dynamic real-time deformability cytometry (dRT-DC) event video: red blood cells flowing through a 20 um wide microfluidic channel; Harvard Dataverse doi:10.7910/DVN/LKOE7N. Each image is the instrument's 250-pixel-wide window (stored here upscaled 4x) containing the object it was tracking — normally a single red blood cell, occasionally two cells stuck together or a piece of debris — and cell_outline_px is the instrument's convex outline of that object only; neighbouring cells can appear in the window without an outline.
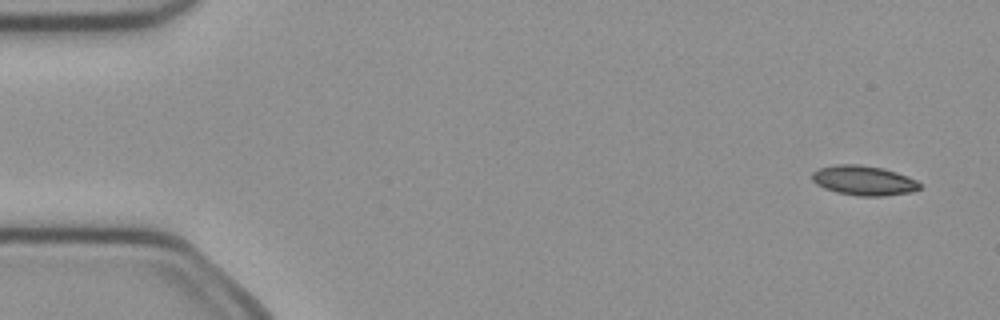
{"species": "common noctule bat (a hibernating species)", "species_latin": "Nyctalus noctula", "temperature_condition": "cold", "stored_images_in_passage": 5, "camera_frame_rate_fps": 3000, "um_per_image_px": 0.085, "animal": {"sex": "female", "body_mass_g": 21.9}, "frame": {"image": 1, "passage_image": 1, "time_ms": 0.0, "image_size_px": [1000, 320], "cell_outline_px": [[920, 188], [912, 192], [884, 196], [856, 196], [836, 192], [824, 188], [816, 184], [812, 180], [812, 172], [820, 168], [836, 164], [860, 164], [884, 168], [908, 176], [916, 180], [920, 184]], "centroid_in_image_um": [73.41, 15.34], "position_along_channel_um": 11.6, "area_um2": 18.79}}
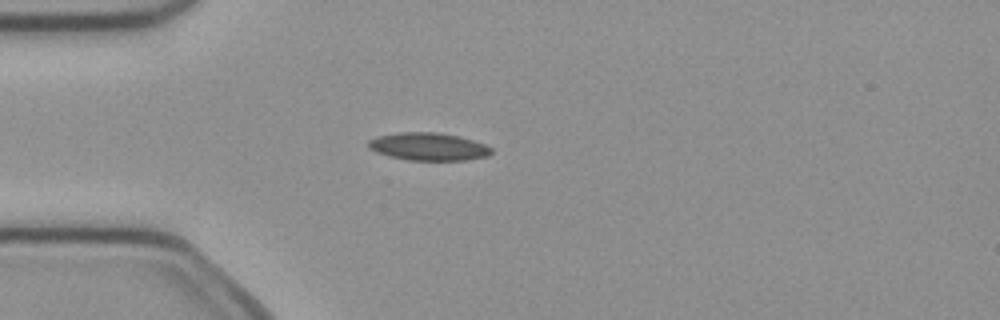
{"frame": {"image": 2, "passage_image": 4, "time_ms": 1.0, "image_size_px": [1000, 320], "cell_outline_px": [[492, 152], [488, 156], [464, 160], [408, 160], [388, 156], [376, 152], [368, 148], [368, 140], [376, 136], [400, 132], [440, 132], [460, 136], [484, 144], [492, 148]], "centroid_in_image_um": [36.39, 12.45], "position_along_channel_um": 48.6, "area_um2": 20.0}}